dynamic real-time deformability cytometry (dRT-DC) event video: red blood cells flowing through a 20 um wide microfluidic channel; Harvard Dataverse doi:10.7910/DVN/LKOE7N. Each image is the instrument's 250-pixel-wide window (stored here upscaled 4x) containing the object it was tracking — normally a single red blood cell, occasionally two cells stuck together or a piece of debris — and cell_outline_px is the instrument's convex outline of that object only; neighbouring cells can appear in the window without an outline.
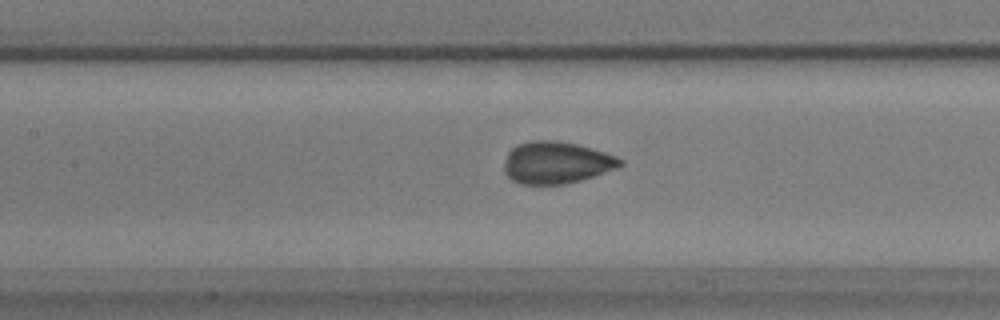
{"species": "common noctule bat (a hibernating species)", "species_latin": "Nyctalus noctula", "temperature_condition": "warm", "stored_images_in_passage": 53, "camera_frame_rate_fps": 3000, "um_per_image_px": 0.085, "animal": {"sex": "male", "body_mass_g": 17.9}, "frame": {"image": 1, "passage_image": 26, "time_ms": 8.333, "image_size_px": [1000, 320], "cell_outline_px": [[624, 164], [616, 168], [580, 180], [564, 184], [520, 184], [512, 180], [504, 172], [504, 164], [508, 152], [516, 144], [532, 140], [556, 140], [576, 144], [592, 148], [616, 156], [624, 160]], "centroid_in_image_um": [47.27, 13.81], "position_along_channel_um": 160.1, "area_um2": 28.38}}
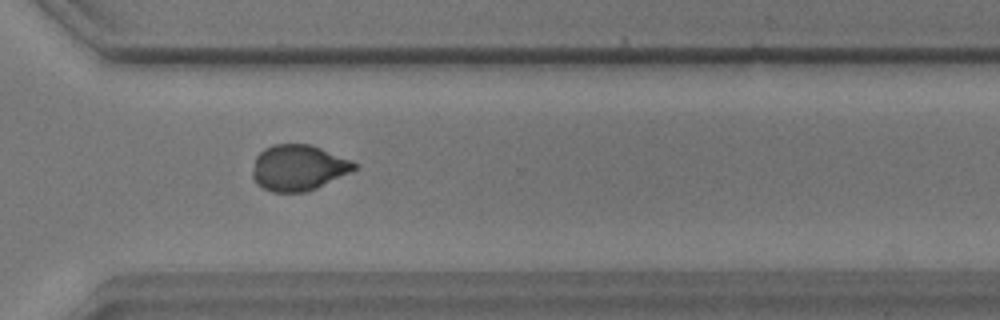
{"frame": {"image": 2, "passage_image": 42, "time_ms": 13.667, "image_size_px": [1000, 320], "cell_outline_px": [[356, 168], [316, 188], [304, 192], [272, 192], [256, 184], [252, 176], [252, 172], [256, 156], [264, 148], [272, 144], [308, 144], [320, 148], [352, 160], [356, 164]], "centroid_in_image_um": [25.31, 14.25], "position_along_channel_um": 345.3, "area_um2": 26.88}}
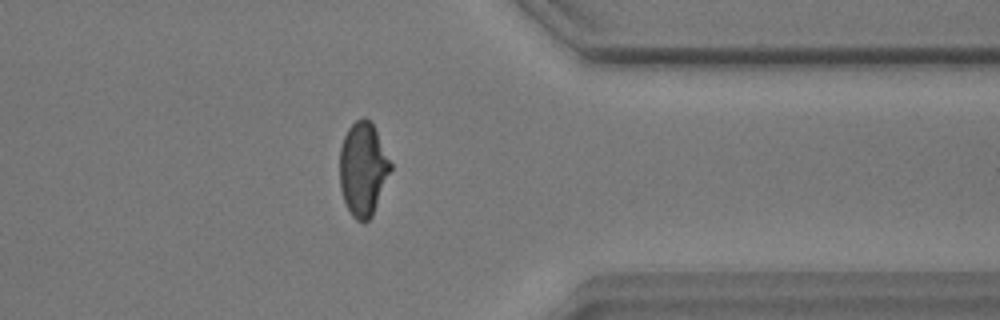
{"frame": {"image": 3, "passage_image": 46, "time_ms": 15.0, "image_size_px": [1000, 320], "cell_outline_px": [[392, 168], [372, 216], [364, 224], [356, 220], [352, 216], [344, 200], [340, 188], [340, 148], [344, 136], [348, 128], [360, 116], [364, 116], [372, 124], [392, 164]], "centroid_in_image_um": [30.85, 14.38], "position_along_channel_um": 380.6, "area_um2": 27.63}, "authors_computed_cell_mechanics": {"area_um2": 27.9174, "velocity_mm_per_s": 3.4764, "shape_relaxation_time_tau1_ms": 6.3116, "shape_relaxation_time_tau2_ms": 0.9232, "deformation_change_tau1": 0.1238, "deformation_change_tau2": 0.0399}}